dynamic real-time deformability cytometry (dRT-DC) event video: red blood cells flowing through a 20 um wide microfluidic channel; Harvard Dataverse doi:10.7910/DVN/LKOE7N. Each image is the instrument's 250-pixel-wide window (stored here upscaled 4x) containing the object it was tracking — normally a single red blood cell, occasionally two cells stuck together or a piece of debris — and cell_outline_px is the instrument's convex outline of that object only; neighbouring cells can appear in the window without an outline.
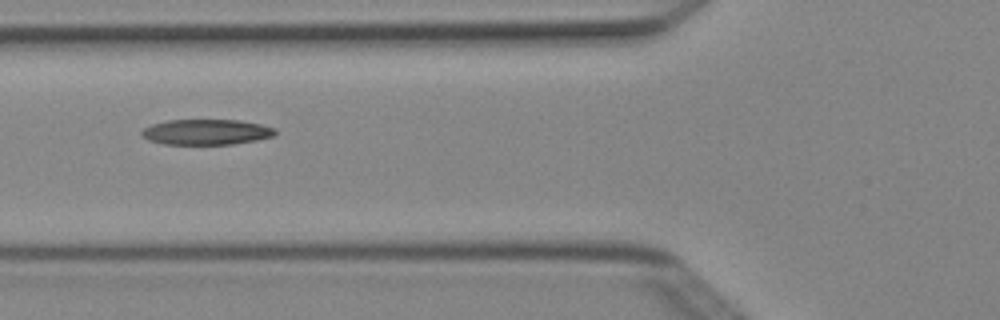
{"species": "Egyptian fruit bat (a non-hibernating species)", "species_latin": "Rousettus aegyptiacus", "temperature_condition": "cold", "stored_images_in_passage": 4, "camera_frame_rate_fps": 3000, "um_per_image_px": 0.085, "animal": {"sex": "female"}, "frame": {"image": 1, "passage_image": 4, "time_ms": 1.0, "image_size_px": [1000, 320], "cell_outline_px": [[276, 136], [256, 140], [232, 144], [164, 144], [148, 140], [140, 136], [140, 132], [144, 128], [152, 124], [168, 120], [240, 120], [260, 124], [276, 128]], "centroid_in_image_um": [17.54, 11.22], "position_along_channel_um": 108.3, "area_um2": 19.94}}